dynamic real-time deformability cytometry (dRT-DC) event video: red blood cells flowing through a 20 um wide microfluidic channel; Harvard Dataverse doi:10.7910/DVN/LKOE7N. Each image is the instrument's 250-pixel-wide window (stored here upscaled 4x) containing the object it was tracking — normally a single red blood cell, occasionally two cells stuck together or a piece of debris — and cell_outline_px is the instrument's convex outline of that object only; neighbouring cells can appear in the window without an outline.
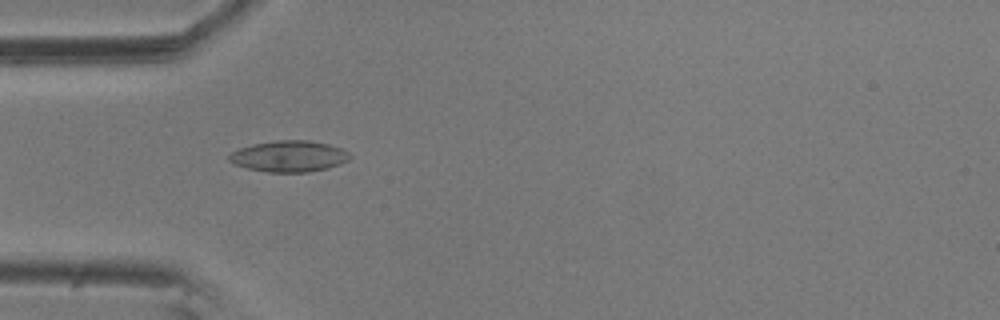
{"species": "common noctule bat (a hibernating species)", "species_latin": "Nyctalus noctula", "temperature_condition": "room temperature", "stored_images_in_passage": 7, "camera_frame_rate_fps": 3000, "um_per_image_px": 0.085, "animal": {"sex": "male", "body_mass_g": 20.5, "forearm_length_mm": 52.5}, "frame": {"image": 1, "passage_image": 6, "time_ms": 1.667, "image_size_px": [1000, 320], "cell_outline_px": [[352, 156], [348, 160], [340, 164], [328, 168], [308, 172], [268, 172], [248, 168], [236, 164], [228, 160], [228, 156], [232, 152], [240, 148], [252, 144], [276, 140], [308, 140], [328, 144], [340, 148], [348, 152]], "centroid_in_image_um": [24.58, 13.28], "position_along_channel_um": 60.4, "area_um2": 21.85}}
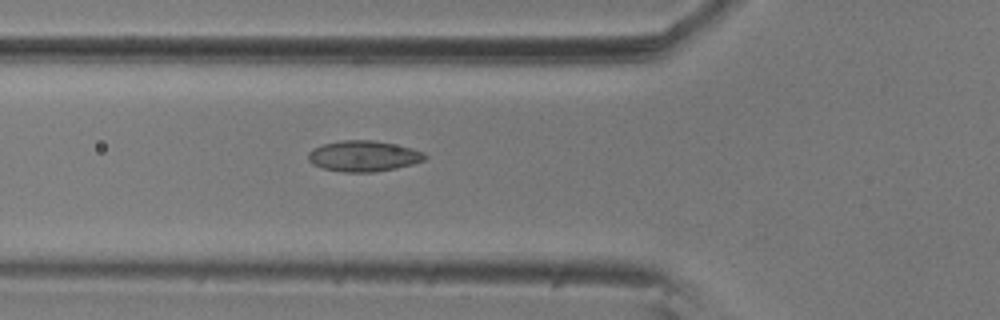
{"frame": {"image": 2, "passage_image": 7, "time_ms": 2.0, "image_size_px": [1000, 320], "cell_outline_px": [[428, 156], [424, 160], [412, 164], [396, 168], [372, 172], [344, 172], [324, 168], [312, 164], [308, 160], [308, 152], [312, 148], [324, 144], [344, 140], [372, 140], [412, 148], [424, 152]], "centroid_in_image_um": [30.89, 13.27], "position_along_channel_um": 94.9, "area_um2": 20.81}}